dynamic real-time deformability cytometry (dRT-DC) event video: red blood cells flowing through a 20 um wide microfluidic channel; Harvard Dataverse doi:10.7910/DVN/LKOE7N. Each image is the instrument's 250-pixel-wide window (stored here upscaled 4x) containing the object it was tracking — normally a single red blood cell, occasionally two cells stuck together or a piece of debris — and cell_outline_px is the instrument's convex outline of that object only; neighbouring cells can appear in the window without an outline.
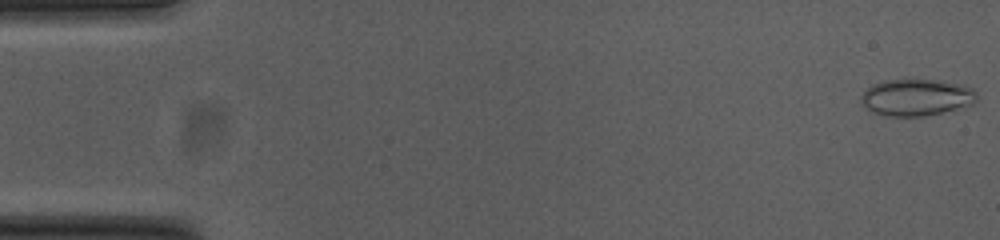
{"species": "common noctule bat (a hibernating species)", "species_latin": "Nyctalus noctula", "temperature_condition": "cold", "stored_images_in_passage": 12, "camera_frame_rate_fps": 3000, "um_per_image_px": 0.085, "animal": {"sex": "female", "body_mass_g": 23.0, "forearm_length_mm": 53.4}, "frame": {"image": 1, "passage_image": 1, "time_ms": 0.0, "image_size_px": [1000, 240], "cell_outline_px": [[976, 100], [972, 104], [924, 116], [888, 116], [876, 112], [868, 108], [860, 100], [860, 96], [872, 84], [884, 80], [904, 76], [932, 80], [972, 88], [976, 92]], "centroid_in_image_um": [77.83, 8.23], "position_along_channel_um": 7.2, "area_um2": 24.68}}